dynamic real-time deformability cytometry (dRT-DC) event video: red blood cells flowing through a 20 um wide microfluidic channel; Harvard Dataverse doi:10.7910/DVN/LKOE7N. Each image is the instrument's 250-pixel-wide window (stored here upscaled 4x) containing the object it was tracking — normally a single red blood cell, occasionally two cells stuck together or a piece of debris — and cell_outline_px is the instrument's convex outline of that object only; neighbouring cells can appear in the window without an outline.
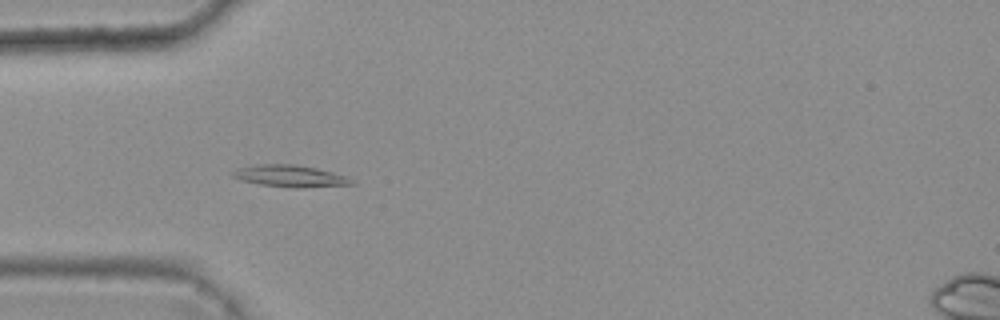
{"species": "common noctule bat (a hibernating species)", "species_latin": "Nyctalus noctula", "temperature_condition": "warm", "stored_images_in_passage": 42, "camera_frame_rate_fps": 3000, "um_per_image_px": 0.085, "animal": {"sex": "female", "body_mass_g": 25.1}, "frame": {"image": 1, "passage_image": 16, "time_ms": 5.0, "image_size_px": [1000, 320], "cell_outline_px": [[356, 184], [304, 188], [296, 188], [260, 184], [240, 180], [232, 176], [232, 172], [236, 168], [252, 164], [296, 164], [316, 168], [348, 176]], "centroid_in_image_um": [24.66, 14.96], "position_along_channel_um": 60.3, "area_um2": 15.32}}
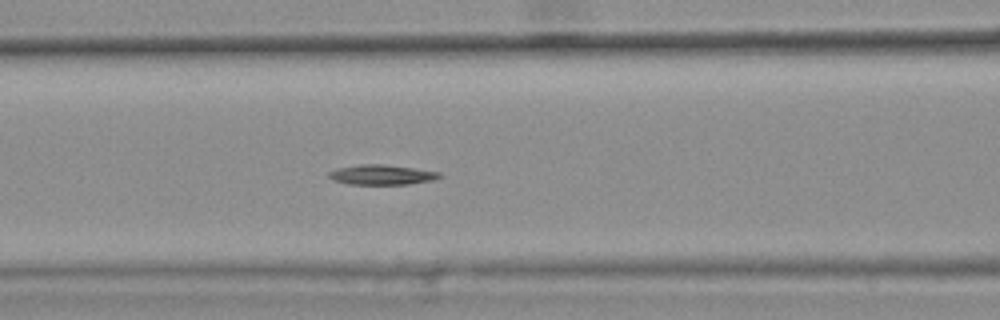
{"frame": {"image": 2, "passage_image": 22, "time_ms": 7.0, "image_size_px": [1000, 320], "cell_outline_px": [[444, 176], [432, 180], [408, 184], [348, 184], [332, 180], [328, 176], [328, 172], [336, 168], [360, 164], [384, 164], [440, 172]], "centroid_in_image_um": [32.42, 14.85], "position_along_channel_um": 134.2, "area_um2": 12.89}}
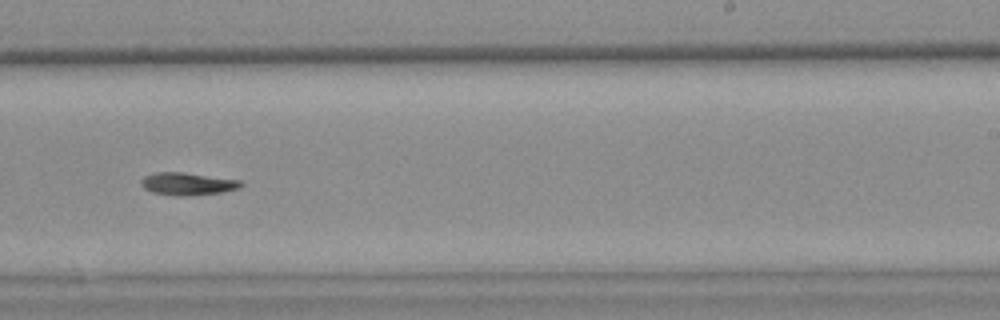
{"frame": {"image": 3, "passage_image": 33, "time_ms": 10.667, "image_size_px": [1000, 320], "cell_outline_px": [[244, 184], [240, 188], [224, 192], [188, 196], [176, 196], [152, 192], [144, 188], [140, 184], [140, 180], [144, 176], [156, 172], [184, 172], [240, 180]], "centroid_in_image_um": [15.95, 15.63], "position_along_channel_um": 273.1, "area_um2": 13.29}}